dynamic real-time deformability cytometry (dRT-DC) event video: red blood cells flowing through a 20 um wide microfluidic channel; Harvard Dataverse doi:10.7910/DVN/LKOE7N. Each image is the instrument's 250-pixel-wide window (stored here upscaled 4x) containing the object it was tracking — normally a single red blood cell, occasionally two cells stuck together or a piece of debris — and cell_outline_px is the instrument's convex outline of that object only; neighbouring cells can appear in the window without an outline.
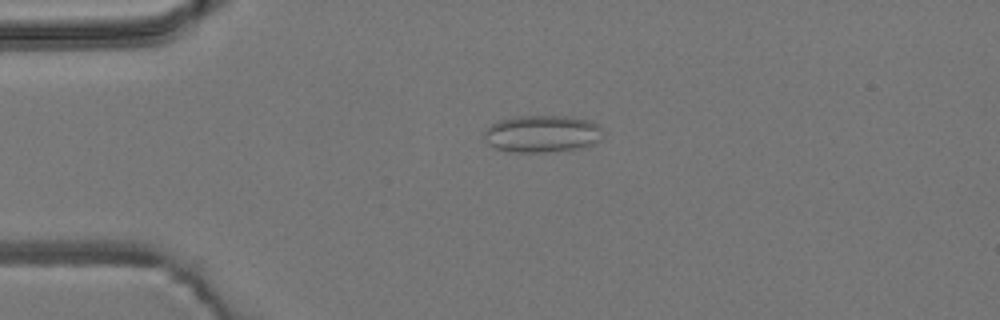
{"species": "common noctule bat (a hibernating species)", "species_latin": "Nyctalus noctula", "temperature_condition": "room temperature", "stored_images_in_passage": 5, "camera_frame_rate_fps": 3000, "um_per_image_px": 0.085, "animal": {"sex": "male", "body_mass_g": 19.2, "forearm_length_mm": 51.8}, "frame": {"image": 1, "passage_image": 4, "time_ms": 3.333, "image_size_px": [1000, 320], "cell_outline_px": [[604, 136], [600, 140], [592, 144], [580, 148], [544, 152], [512, 152], [496, 148], [488, 144], [484, 136], [484, 132], [492, 124], [500, 120], [512, 116], [564, 116], [592, 120], [604, 132]], "centroid_in_image_um": [46.11, 11.36], "position_along_channel_um": 38.9, "area_um2": 25.78}}